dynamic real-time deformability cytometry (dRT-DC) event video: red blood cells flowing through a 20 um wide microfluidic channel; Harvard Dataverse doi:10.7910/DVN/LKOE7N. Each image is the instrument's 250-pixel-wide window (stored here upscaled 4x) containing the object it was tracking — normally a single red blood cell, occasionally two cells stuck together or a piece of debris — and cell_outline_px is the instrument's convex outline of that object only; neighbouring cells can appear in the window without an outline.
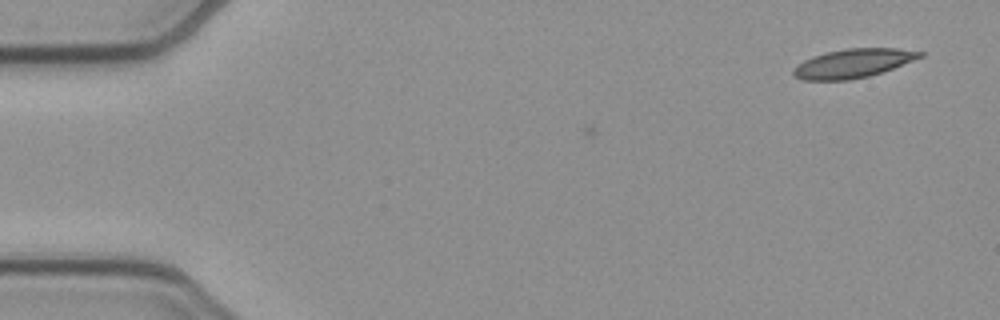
{"species": "common noctule bat (a hibernating species)", "species_latin": "Nyctalus noctula", "temperature_condition": "cold", "stored_images_in_passage": 8, "camera_frame_rate_fps": 3000, "um_per_image_px": 0.085, "animal": {"sex": "female", "body_mass_g": 21.9}, "frame": {"image": 1, "passage_image": 8, "time_ms": 2.333, "image_size_px": [1000, 320], "cell_outline_px": [[924, 56], [892, 68], [868, 76], [848, 80], [800, 80], [792, 72], [792, 68], [804, 60], [812, 56], [844, 48], [896, 48], [924, 52]], "centroid_in_image_um": [72.48, 5.38], "position_along_channel_um": 12.5, "area_um2": 21.15}}